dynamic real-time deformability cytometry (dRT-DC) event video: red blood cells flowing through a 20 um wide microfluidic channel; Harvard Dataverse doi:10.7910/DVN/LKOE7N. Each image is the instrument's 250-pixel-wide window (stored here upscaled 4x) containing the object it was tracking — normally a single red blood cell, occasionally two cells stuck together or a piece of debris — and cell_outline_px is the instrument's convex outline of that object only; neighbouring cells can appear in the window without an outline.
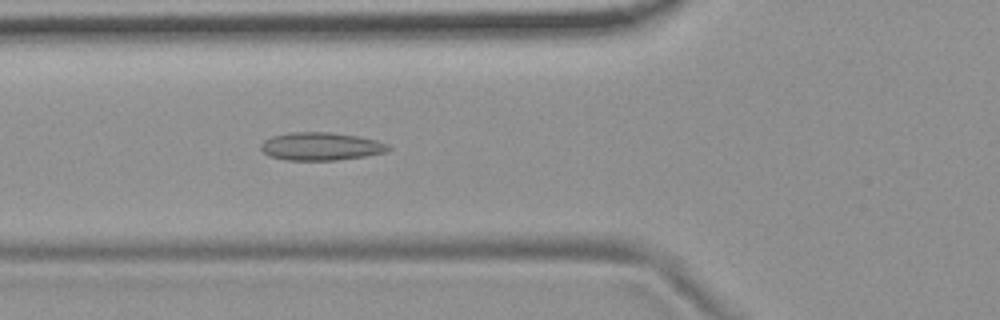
{"species": "common noctule bat (a hibernating species)", "species_latin": "Nyctalus noctula", "temperature_condition": "room temperature", "stored_images_in_passage": 6, "camera_frame_rate_fps": 3000, "um_per_image_px": 0.085, "animal": {"sex": "female", "body_mass_g": 19.9}, "frame": {"image": 1, "passage_image": 6, "time_ms": 1.667, "image_size_px": [1000, 320], "cell_outline_px": [[392, 148], [388, 152], [364, 156], [336, 160], [288, 160], [268, 156], [260, 148], [260, 144], [264, 140], [272, 136], [288, 132], [328, 132], [360, 136], [376, 140], [388, 144]], "centroid_in_image_um": [27.28, 12.43], "position_along_channel_um": 98.5, "area_um2": 20.92}}